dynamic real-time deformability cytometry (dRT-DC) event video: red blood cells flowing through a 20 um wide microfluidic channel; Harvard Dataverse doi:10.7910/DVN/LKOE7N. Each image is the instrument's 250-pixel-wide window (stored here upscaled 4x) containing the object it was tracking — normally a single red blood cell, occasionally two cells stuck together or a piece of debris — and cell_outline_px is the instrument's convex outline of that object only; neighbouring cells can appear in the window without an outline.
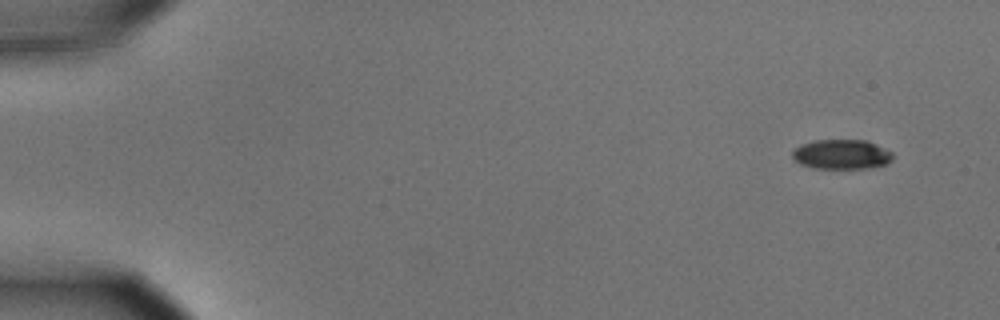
{"species": "common noctule bat (a hibernating species)", "species_latin": "Nyctalus noctula", "temperature_condition": "cold", "stored_images_in_passage": 10, "camera_frame_rate_fps": 3000, "um_per_image_px": 0.085, "animal": {"sex": "male", "body_mass_g": 15.6}, "frame": {"image": 1, "passage_image": 1, "time_ms": 0.0, "image_size_px": [1000, 320], "cell_outline_px": [[892, 160], [888, 164], [868, 168], [812, 168], [800, 164], [792, 156], [792, 152], [800, 144], [816, 140], [868, 140], [892, 152]], "centroid_in_image_um": [71.54, 13.12], "position_along_channel_um": 13.5, "area_um2": 17.4}}
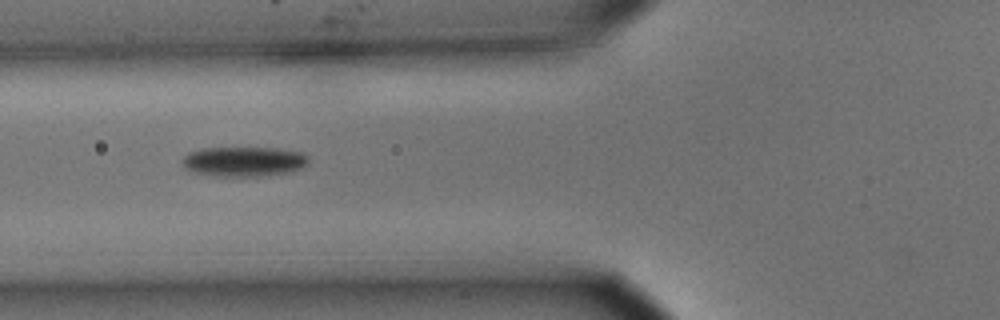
{"frame": {"image": 2, "passage_image": 6, "time_ms": 1.667, "image_size_px": [1000, 320], "cell_outline_px": [[308, 160], [300, 168], [288, 172], [268, 176], [220, 176], [196, 172], [184, 168], [180, 160], [188, 152], [204, 148], [272, 148], [300, 152], [308, 156]], "centroid_in_image_um": [20.68, 13.73], "position_along_channel_um": 105.1, "area_um2": 21.73}}
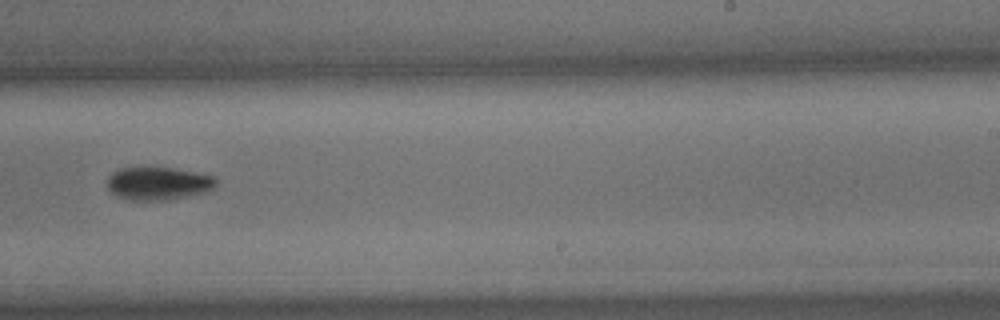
{"frame": {"image": 3, "passage_image": 10, "time_ms": 3.0, "image_size_px": [1000, 320], "cell_outline_px": [[216, 184], [212, 192], [164, 200], [132, 200], [116, 196], [108, 188], [108, 176], [112, 172], [120, 168], [172, 168], [196, 172], [212, 176], [216, 180]], "centroid_in_image_um": [13.48, 15.6], "position_along_channel_um": 275.5, "area_um2": 20.92}}